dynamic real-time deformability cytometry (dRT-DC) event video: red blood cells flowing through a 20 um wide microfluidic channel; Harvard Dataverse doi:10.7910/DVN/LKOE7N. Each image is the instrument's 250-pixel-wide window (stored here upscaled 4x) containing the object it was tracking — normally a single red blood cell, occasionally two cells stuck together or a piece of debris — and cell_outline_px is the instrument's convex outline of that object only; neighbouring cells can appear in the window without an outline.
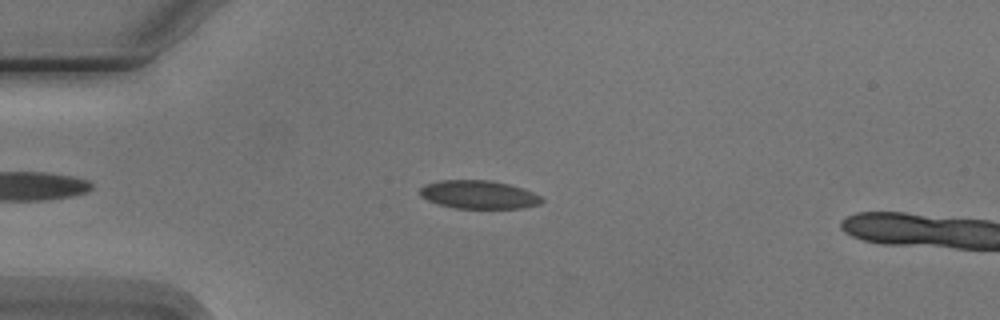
{"species": "Egyptian fruit bat (a non-hibernating species)", "species_latin": "Rousettus aegyptiacus", "temperature_condition": "cold", "stored_images_in_passage": 5, "camera_frame_rate_fps": 3000, "um_per_image_px": 0.085, "animal": {"sex": "male"}, "frame": {"image": 1, "passage_image": 4, "time_ms": 3.333, "image_size_px": [1000, 320], "cell_outline_px": [[544, 200], [540, 204], [524, 208], [456, 208], [436, 204], [420, 196], [420, 188], [424, 184], [440, 180], [488, 180], [508, 184], [532, 192], [540, 196]], "centroid_in_image_um": [40.66, 16.54], "position_along_channel_um": 44.3, "area_um2": 20.06}}